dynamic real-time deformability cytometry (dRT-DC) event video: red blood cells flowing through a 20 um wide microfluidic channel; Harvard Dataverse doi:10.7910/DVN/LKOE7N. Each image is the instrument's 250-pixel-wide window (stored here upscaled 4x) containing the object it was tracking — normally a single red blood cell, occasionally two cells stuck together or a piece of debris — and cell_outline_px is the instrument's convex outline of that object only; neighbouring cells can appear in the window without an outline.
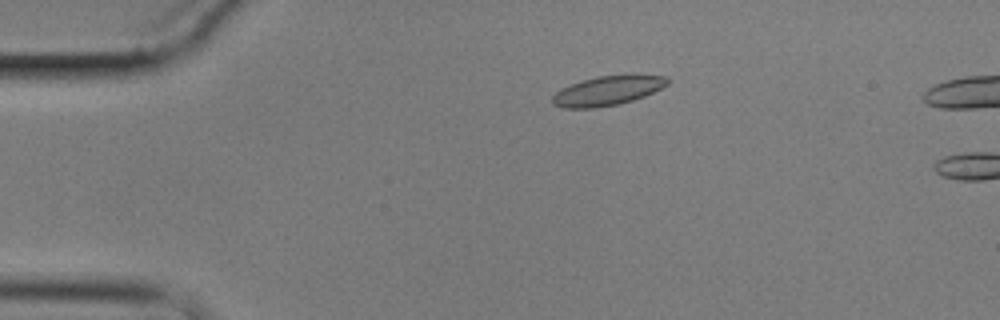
{"species": "common noctule bat (a hibernating species)", "species_latin": "Nyctalus noctula", "temperature_condition": "cold", "stored_images_in_passage": 2, "camera_frame_rate_fps": 3000, "um_per_image_px": 0.085, "animal": {"sex": "male", "body_mass_g": 17.9}, "frame": {"image": 1, "passage_image": 1, "time_ms": 0.0, "image_size_px": [1000, 320], "cell_outline_px": [[668, 84], [644, 96], [620, 104], [596, 108], [564, 108], [552, 104], [552, 96], [560, 88], [580, 80], [596, 76], [636, 72], [668, 76]], "centroid_in_image_um": [51.67, 7.66], "position_along_channel_um": 33.3, "area_um2": 20.52}}